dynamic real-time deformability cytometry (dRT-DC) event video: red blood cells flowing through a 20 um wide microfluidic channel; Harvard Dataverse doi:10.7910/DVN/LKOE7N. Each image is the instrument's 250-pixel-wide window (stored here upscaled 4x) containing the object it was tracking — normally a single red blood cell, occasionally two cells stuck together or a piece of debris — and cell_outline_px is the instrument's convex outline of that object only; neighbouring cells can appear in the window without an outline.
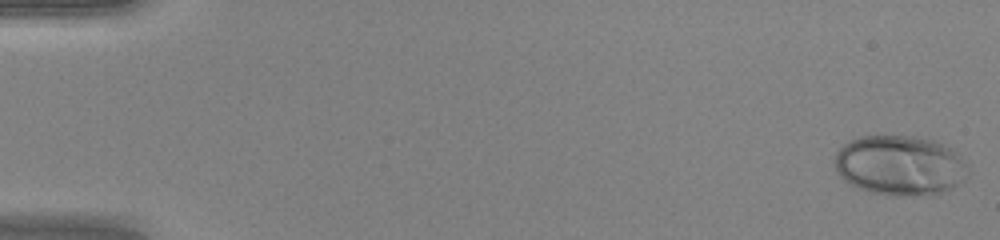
{"species": "human", "species_latin": "Homo sapiens", "temperature_condition": "warm", "stored_images_in_passage": 49, "camera_frame_rate_fps": 3000, "um_per_image_px": 0.085, "donor": {"sex": "female"}, "frame": {"image": 1, "passage_image": 1, "time_ms": 0.0, "image_size_px": [1000, 240], "cell_outline_px": [[968, 176], [964, 180], [952, 188], [928, 196], [892, 196], [872, 192], [848, 184], [836, 172], [836, 152], [844, 144], [860, 136], [912, 136], [932, 140], [952, 148], [960, 156], [968, 168]], "centroid_in_image_um": [76.51, 14.08], "position_along_channel_um": 8.5, "area_um2": 46.7}}
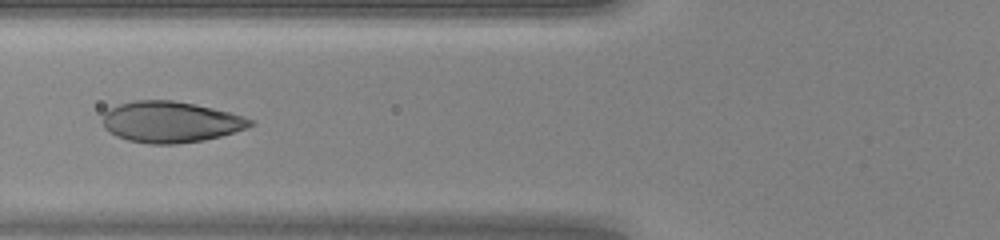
{"frame": {"image": 2, "passage_image": 20, "time_ms": 6.333, "image_size_px": [1000, 240], "cell_outline_px": [[256, 124], [248, 128], [220, 136], [204, 140], [176, 144], [148, 144], [128, 140], [116, 136], [108, 132], [104, 128], [104, 112], [108, 108], [120, 104], [136, 100], [172, 100], [212, 108], [244, 116], [252, 120]], "centroid_in_image_um": [14.49, 10.37], "position_along_channel_um": 111.3, "area_um2": 35.32}}
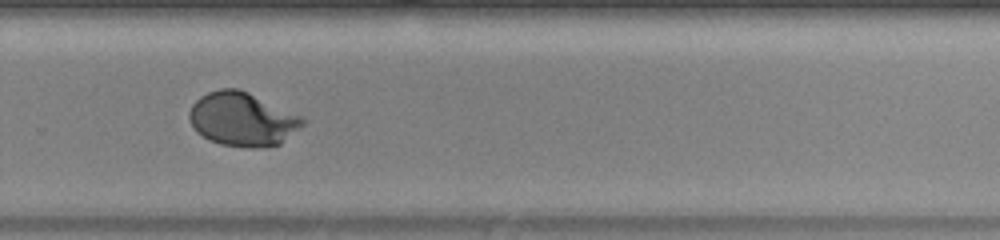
{"frame": {"image": 3, "passage_image": 34, "time_ms": 11.0, "image_size_px": [1000, 240], "cell_outline_px": [[308, 120], [304, 124], [280, 144], [264, 148], [248, 148], [220, 144], [208, 140], [196, 132], [188, 120], [188, 112], [192, 104], [200, 96], [208, 92], [220, 88], [236, 88], [248, 92], [304, 116]], "centroid_in_image_um": [20.6, 10.14], "position_along_channel_um": 309.2, "area_um2": 36.07}, "authors_computed_cell_mechanics": {"area_um2": 35.4892, "velocity_mm_per_s": 4.2432, "shape_relaxation_time_tau1_ms": 4.1582, "shape_relaxation_time_tau2_ms": null, "deformation_change_tau1": 0.2326, "deformation_change_tau2": null}}